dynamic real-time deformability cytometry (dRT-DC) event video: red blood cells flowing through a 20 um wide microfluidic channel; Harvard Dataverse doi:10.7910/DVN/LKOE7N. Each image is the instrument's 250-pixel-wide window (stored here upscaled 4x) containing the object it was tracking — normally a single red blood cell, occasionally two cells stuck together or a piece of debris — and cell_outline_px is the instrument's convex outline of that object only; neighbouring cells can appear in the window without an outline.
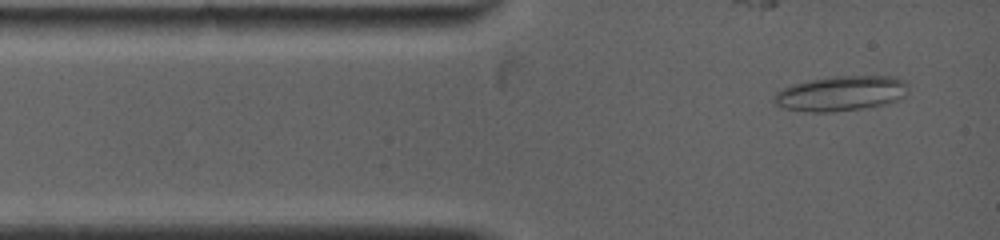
{"species": "common noctule bat (a hibernating species)", "species_latin": "Nyctalus noctula", "temperature_condition": "warm", "stored_images_in_passage": 58, "camera_frame_rate_fps": 5000, "um_per_image_px": 0.085, "animal": {"sex": "female", "body_mass_g": 19.0, "forearm_length_mm": 53.3}, "frame": {"image": 1, "passage_image": 2, "time_ms": 0.2, "image_size_px": [1000, 240], "cell_outline_px": [[908, 92], [904, 96], [896, 100], [884, 104], [836, 112], [804, 112], [780, 108], [772, 104], [772, 96], [776, 92], [792, 84], [808, 80], [836, 76], [892, 76], [904, 80], [908, 88]], "centroid_in_image_um": [71.4, 7.95], "position_along_channel_um": 13.6, "area_um2": 27.69}}
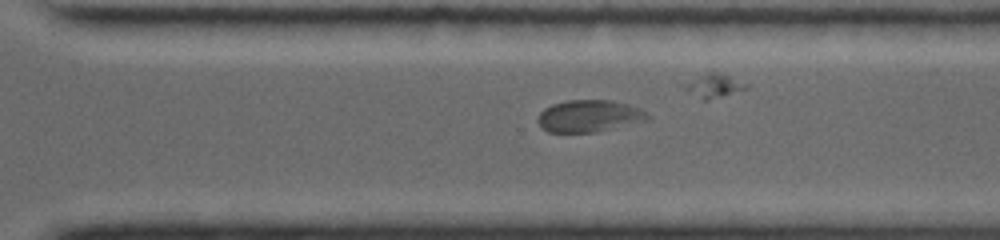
{"frame": {"image": 2, "passage_image": 37, "time_ms": 8.8, "image_size_px": [1000, 240], "cell_outline_px": [[652, 116], [644, 120], [596, 132], [548, 132], [540, 128], [536, 120], [540, 112], [544, 108], [552, 104], [568, 100], [612, 100], [628, 104], [640, 108]], "centroid_in_image_um": [50.02, 9.85], "position_along_channel_um": 320.6, "area_um2": 20.46}}
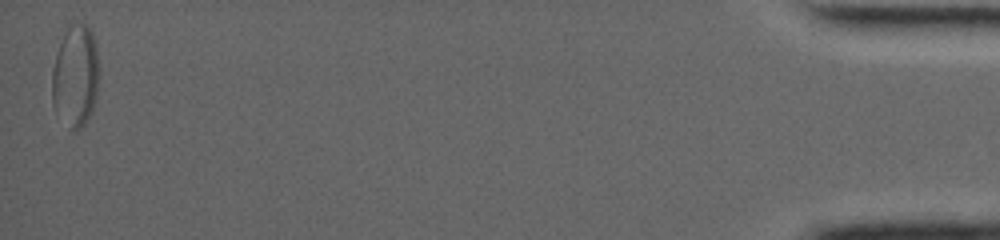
{"frame": {"image": 3, "passage_image": 58, "time_ms": 15.4, "image_size_px": [1000, 240], "cell_outline_px": [[96, 96], [92, 112], [84, 124], [80, 128], [72, 132], [56, 112], [52, 104], [52, 68], [60, 44], [68, 28], [72, 24], [84, 24], [92, 32], [96, 48]], "centroid_in_image_um": [6.38, 6.53], "position_along_channel_um": 428.8, "area_um2": 27.28}}